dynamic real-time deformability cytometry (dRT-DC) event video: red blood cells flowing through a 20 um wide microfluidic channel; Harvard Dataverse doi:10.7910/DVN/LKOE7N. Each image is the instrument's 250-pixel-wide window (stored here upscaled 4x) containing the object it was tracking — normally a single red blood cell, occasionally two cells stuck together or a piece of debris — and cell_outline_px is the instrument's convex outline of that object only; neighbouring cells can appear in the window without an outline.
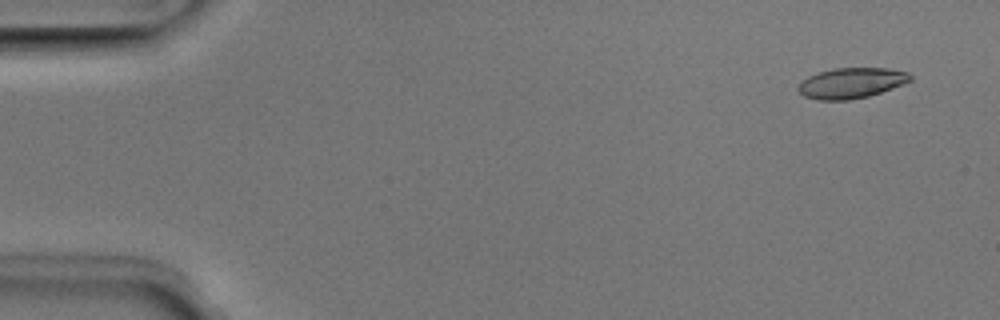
{"species": "Egyptian fruit bat (a non-hibernating species)", "species_latin": "Rousettus aegyptiacus", "temperature_condition": "room temperature", "stored_images_in_passage": 50, "camera_frame_rate_fps": 3000, "um_per_image_px": 0.085, "animal": {"sex": "male"}, "frame": {"image": 1, "passage_image": 3, "time_ms": 0.667, "image_size_px": [1000, 320], "cell_outline_px": [[912, 80], [904, 84], [868, 96], [848, 100], [816, 100], [804, 96], [796, 88], [800, 80], [816, 72], [832, 68], [888, 68], [908, 72], [912, 76]], "centroid_in_image_um": [72.32, 7.05], "position_along_channel_um": 12.7, "area_um2": 20.17}}
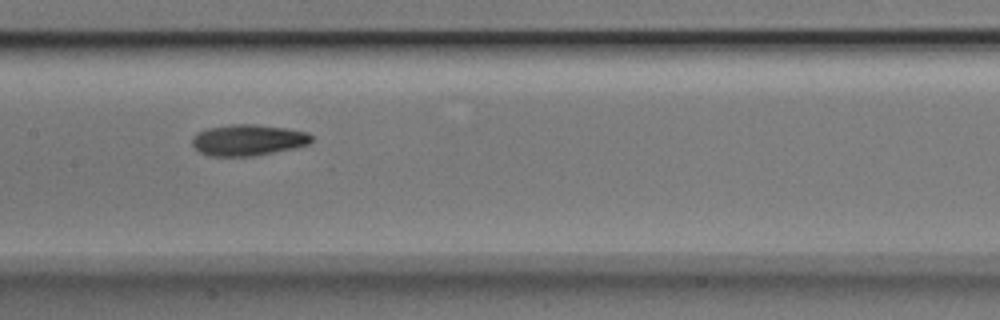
{"frame": {"image": 2, "passage_image": 25, "time_ms": 8.0, "image_size_px": [1000, 320], "cell_outline_px": [[312, 140], [308, 144], [292, 148], [256, 156], [208, 156], [200, 152], [192, 144], [192, 136], [196, 132], [208, 128], [232, 124], [256, 124], [284, 128], [308, 132], [312, 136]], "centroid_in_image_um": [21.05, 11.9], "position_along_channel_um": 186.3, "area_um2": 21.68}}
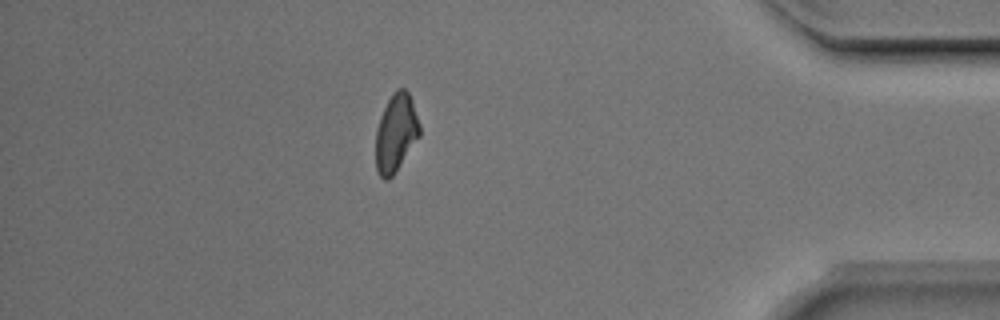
{"frame": {"image": 3, "passage_image": 44, "time_ms": 14.333, "image_size_px": [1000, 320], "cell_outline_px": [[420, 136], [392, 176], [388, 180], [384, 180], [380, 176], [376, 168], [376, 128], [380, 116], [392, 92], [396, 88], [404, 88], [408, 92], [412, 100], [420, 124]], "centroid_in_image_um": [33.65, 11.28], "position_along_channel_um": 401.5, "area_um2": 19.94}, "authors_computed_cell_mechanics": {"area_um2": 20.8658, "velocity_mm_per_s": 4.0232, "shape_relaxation_time_tau1_ms": 4.4711, "shape_relaxation_time_tau2_ms": 9.3558, "deformation_change_tau1": 0.1376, "deformation_change_tau2": 0.1985}}